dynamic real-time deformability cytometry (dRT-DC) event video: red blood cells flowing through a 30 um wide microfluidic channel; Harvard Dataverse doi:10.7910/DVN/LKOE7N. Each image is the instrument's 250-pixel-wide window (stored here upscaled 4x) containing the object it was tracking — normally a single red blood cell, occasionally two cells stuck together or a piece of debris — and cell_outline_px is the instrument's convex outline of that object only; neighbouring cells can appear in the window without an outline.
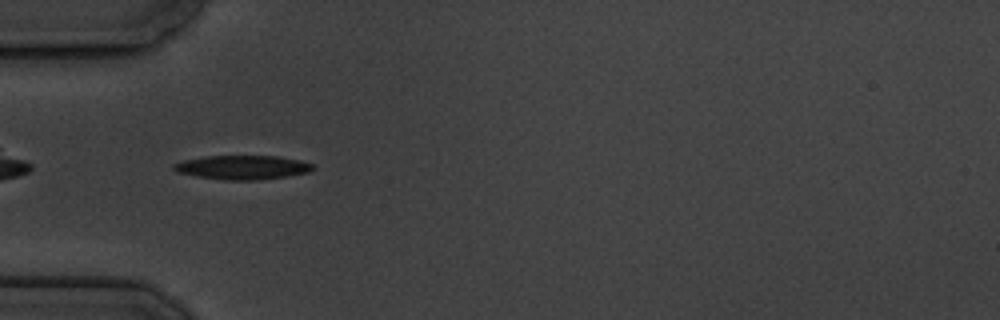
{"species": "common noctule bat (a hibernating species)", "species_latin": "Nyctalus noctula", "temperature_condition": "cold", "stored_images_in_passage": 5, "camera_frame_rate_fps": 3000, "um_per_image_px": 0.085, "animal": {"sex": "male", "body_mass_g": 19.5, "forearm_length_mm": 54.6}, "frame": {"image": 1, "passage_image": 4, "time_ms": 4.333, "image_size_px": [1000, 320], "cell_outline_px": [[312, 168], [308, 172], [284, 176], [256, 180], [224, 180], [196, 176], [176, 172], [172, 168], [172, 164], [184, 160], [208, 156], [276, 156], [300, 160], [312, 164]], "centroid_in_image_um": [20.54, 14.22], "position_along_channel_um": 64.5, "area_um2": 19.25}}